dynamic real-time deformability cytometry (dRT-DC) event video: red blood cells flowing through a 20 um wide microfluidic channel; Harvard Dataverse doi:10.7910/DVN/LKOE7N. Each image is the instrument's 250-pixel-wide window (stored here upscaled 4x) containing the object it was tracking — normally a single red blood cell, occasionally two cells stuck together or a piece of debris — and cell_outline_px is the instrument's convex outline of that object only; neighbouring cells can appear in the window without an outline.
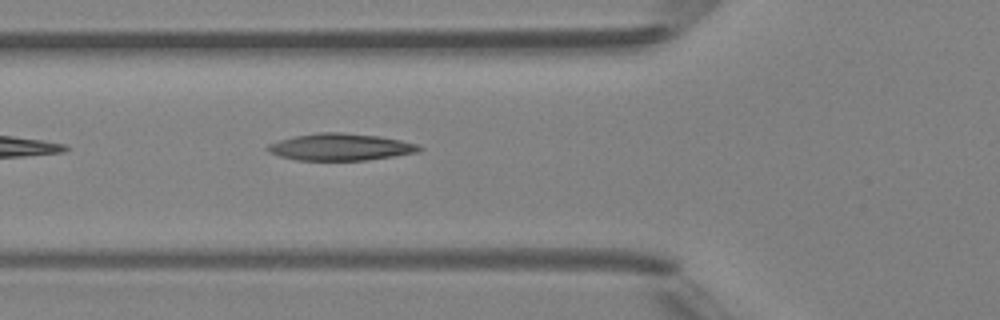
{"species": "Egyptian fruit bat (a non-hibernating species)", "species_latin": "Rousettus aegyptiacus", "temperature_condition": "room temperature", "stored_images_in_passage": 5, "camera_frame_rate_fps": 3000, "um_per_image_px": 0.085, "animal": {"sex": "female"}, "frame": {"image": 1, "passage_image": 5, "time_ms": 4.667, "image_size_px": [1000, 320], "cell_outline_px": [[424, 148], [416, 152], [392, 156], [364, 160], [296, 160], [280, 156], [268, 152], [264, 148], [268, 144], [280, 140], [296, 136], [320, 132], [340, 132], [380, 136], [400, 140], [416, 144]], "centroid_in_image_um": [28.9, 12.49], "position_along_channel_um": 96.9, "area_um2": 23.58}}